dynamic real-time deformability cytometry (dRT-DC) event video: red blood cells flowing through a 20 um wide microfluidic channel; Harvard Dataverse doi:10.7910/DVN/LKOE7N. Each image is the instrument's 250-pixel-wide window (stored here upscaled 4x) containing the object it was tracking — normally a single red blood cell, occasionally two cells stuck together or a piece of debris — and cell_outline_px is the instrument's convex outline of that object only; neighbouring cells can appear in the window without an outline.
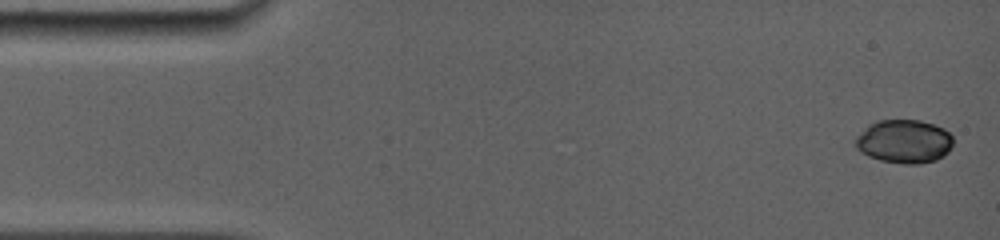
{"species": "common noctule bat (a hibernating species)", "species_latin": "Nyctalus noctula", "temperature_condition": "room temperature", "stored_images_in_passage": 28, "camera_frame_rate_fps": 5000, "um_per_image_px": 0.085, "animal": {"sex": "female", "body_mass_g": 19.0, "forearm_length_mm": 56.7}, "frame": {"image": 1, "passage_image": 1, "time_ms": 0.0, "image_size_px": [1000, 240], "cell_outline_px": [[952, 144], [948, 152], [944, 156], [936, 160], [920, 164], [904, 164], [880, 160], [868, 156], [860, 152], [856, 148], [856, 136], [868, 124], [876, 120], [920, 120], [944, 128], [952, 136]], "centroid_in_image_um": [76.84, 12.02], "position_along_channel_um": 8.2, "area_um2": 24.97}}
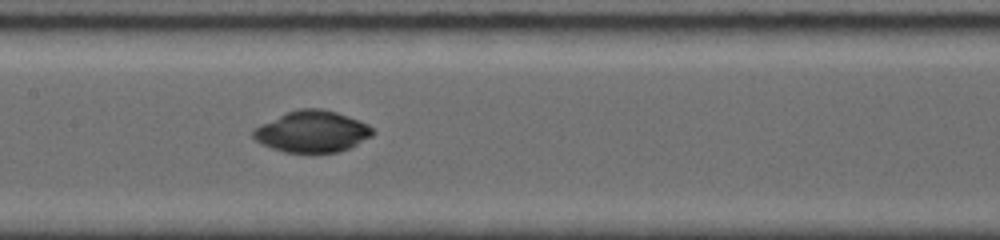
{"frame": {"image": 2, "passage_image": 15, "time_ms": 7.4, "image_size_px": [1000, 240], "cell_outline_px": [[376, 132], [372, 136], [348, 148], [336, 152], [284, 152], [272, 148], [256, 140], [252, 136], [252, 132], [260, 124], [288, 112], [300, 108], [320, 108], [336, 112], [360, 120], [368, 124]], "centroid_in_image_um": [26.55, 11.17], "position_along_channel_um": 180.8, "area_um2": 28.55}}
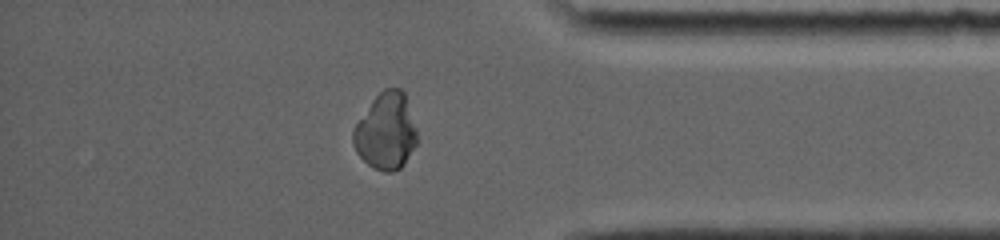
{"frame": {"image": 3, "passage_image": 26, "time_ms": 13.2, "image_size_px": [1000, 240], "cell_outline_px": [[416, 144], [404, 164], [400, 168], [392, 172], [384, 172], [372, 168], [356, 152], [352, 144], [352, 128], [372, 100], [384, 88], [400, 88], [404, 92], [416, 128]], "centroid_in_image_um": [32.77, 11.18], "position_along_channel_um": 402.4, "area_um2": 28.5}}